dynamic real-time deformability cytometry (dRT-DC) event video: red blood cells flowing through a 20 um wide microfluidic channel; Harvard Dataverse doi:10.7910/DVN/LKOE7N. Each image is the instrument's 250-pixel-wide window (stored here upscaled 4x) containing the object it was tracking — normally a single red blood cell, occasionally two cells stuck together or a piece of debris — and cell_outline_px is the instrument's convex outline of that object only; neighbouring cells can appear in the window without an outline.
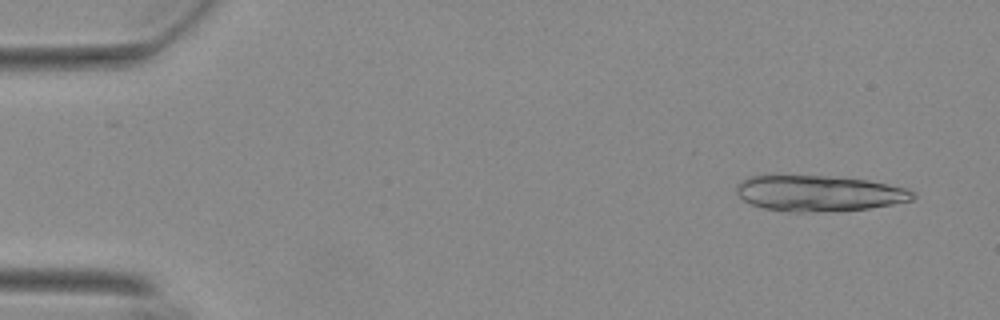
{"species": "Egyptian fruit bat (a non-hibernating species)", "species_latin": "Rousettus aegyptiacus", "temperature_condition": "warm", "stored_images_in_passage": 16, "camera_frame_rate_fps": 3000, "um_per_image_px": 0.085, "animal": {"sex": "female"}, "frame": {"image": 1, "passage_image": 3, "time_ms": 0.667, "image_size_px": [1000, 320], "cell_outline_px": [[916, 196], [912, 200], [892, 204], [868, 208], [808, 212], [788, 212], [764, 208], [752, 204], [744, 200], [736, 192], [736, 184], [740, 180], [748, 176], [824, 176], [868, 180], [908, 188], [916, 192]], "centroid_in_image_um": [69.61, 16.43], "position_along_channel_um": 15.4, "area_um2": 36.65}}